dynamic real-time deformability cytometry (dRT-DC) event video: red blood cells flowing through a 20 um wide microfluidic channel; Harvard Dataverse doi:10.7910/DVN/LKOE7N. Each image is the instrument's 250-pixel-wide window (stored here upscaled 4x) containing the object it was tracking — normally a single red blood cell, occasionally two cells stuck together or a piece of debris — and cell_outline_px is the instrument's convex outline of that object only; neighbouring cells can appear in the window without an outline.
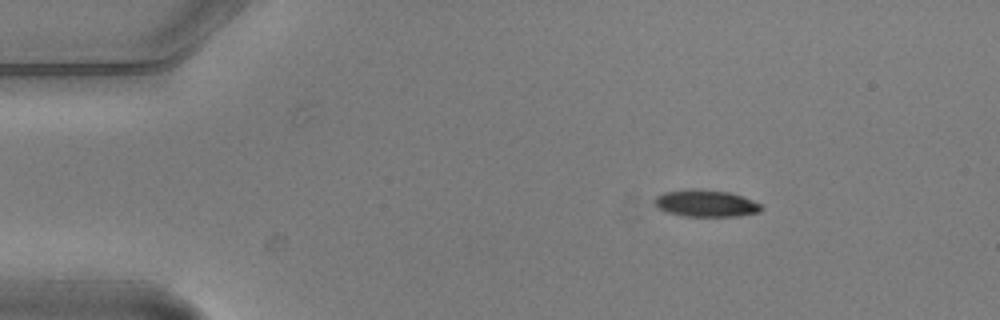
{"species": "common noctule bat (a hibernating species)", "species_latin": "Nyctalus noctula", "temperature_condition": "warm", "stored_images_in_passage": 4, "camera_frame_rate_fps": 3000, "um_per_image_px": 0.085, "animal": {"sex": "male", "body_mass_g": 20.5, "forearm_length_mm": 52.5}, "frame": {"image": 1, "passage_image": 1, "time_ms": 0.0, "image_size_px": [1000, 320], "cell_outline_px": [[764, 208], [760, 212], [740, 216], [684, 216], [664, 212], [656, 208], [652, 204], [652, 200], [656, 196], [664, 192], [688, 188], [692, 188], [728, 192], [752, 200], [760, 204]], "centroid_in_image_um": [59.92, 17.29], "position_along_channel_um": 25.1, "area_um2": 17.05}}
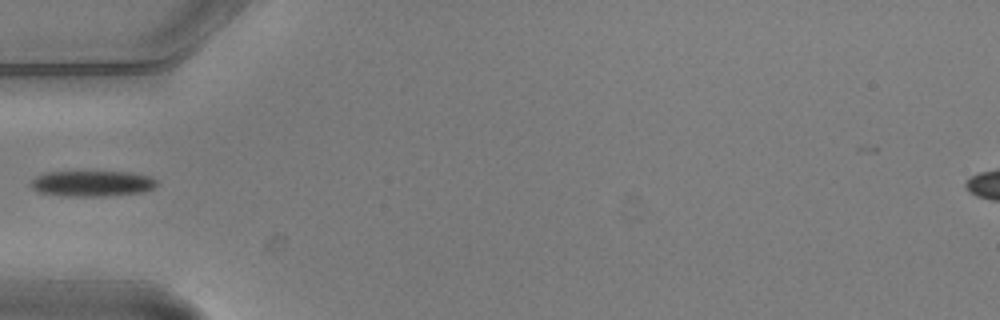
{"frame": {"image": 2, "passage_image": 4, "time_ms": 1.0, "image_size_px": [1000, 320], "cell_outline_px": [[156, 184], [152, 188], [144, 192], [104, 196], [68, 196], [40, 192], [32, 188], [28, 184], [36, 176], [48, 172], [128, 172], [152, 176], [156, 180]], "centroid_in_image_um": [7.83, 15.59], "position_along_channel_um": 77.2, "area_um2": 18.79}}